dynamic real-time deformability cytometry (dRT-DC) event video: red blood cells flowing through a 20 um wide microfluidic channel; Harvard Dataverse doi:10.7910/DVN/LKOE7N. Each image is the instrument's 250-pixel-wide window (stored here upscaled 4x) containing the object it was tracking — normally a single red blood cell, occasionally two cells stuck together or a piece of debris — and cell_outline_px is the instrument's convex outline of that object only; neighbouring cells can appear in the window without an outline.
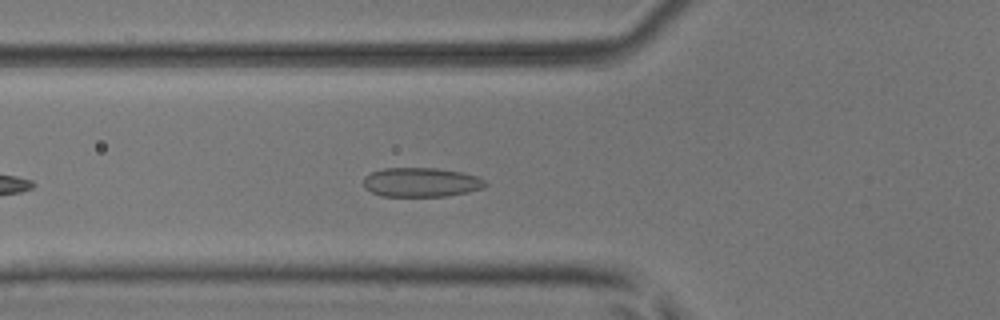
{"species": "common noctule bat (a hibernating species)", "species_latin": "Nyctalus noctula", "temperature_condition": "room temperature", "stored_images_in_passage": 40, "camera_frame_rate_fps": 3000, "um_per_image_px": 0.085, "animal": {"sex": "male", "body_mass_g": 17.9, "forearm_length_mm": 54.2}, "frame": {"image": 1, "passage_image": 7, "time_ms": 2.0, "image_size_px": [1000, 320], "cell_outline_px": [[488, 184], [484, 188], [468, 192], [444, 196], [380, 196], [364, 188], [364, 176], [372, 172], [384, 168], [436, 168], [464, 172], [480, 176]], "centroid_in_image_um": [35.83, 15.49], "position_along_channel_um": 90.0, "area_um2": 20.98}}
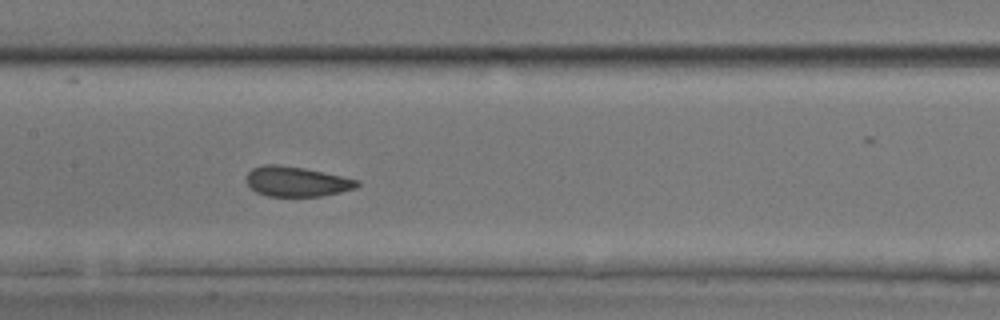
{"frame": {"image": 2, "passage_image": 14, "time_ms": 4.333, "image_size_px": [1000, 320], "cell_outline_px": [[360, 184], [356, 188], [324, 196], [268, 196], [256, 192], [248, 184], [248, 172], [252, 168], [264, 164], [276, 164], [304, 168], [360, 180]], "centroid_in_image_um": [25.24, 15.43], "position_along_channel_um": 182.2, "area_um2": 19.25}}
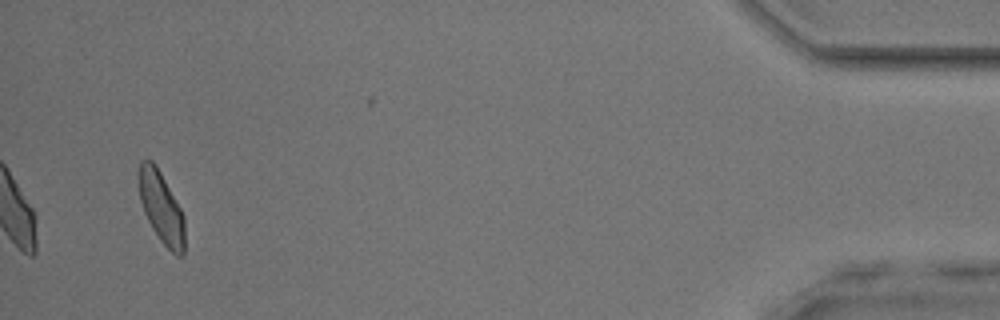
{"frame": {"image": 3, "passage_image": 38, "time_ms": 12.333, "image_size_px": [1000, 320], "cell_outline_px": [[184, 256], [176, 256], [160, 240], [152, 228], [144, 212], [140, 200], [140, 160], [152, 160], [156, 164], [180, 208], [184, 216]], "centroid_in_image_um": [13.73, 17.67], "position_along_channel_um": 421.5, "area_um2": 18.73}, "authors_computed_cell_mechanics": {"area_um2": 19.2474, "velocity_mm_per_s": 3.9497, "shape_relaxation_time_tau1_ms": 4.0309, "shape_relaxation_time_tau2_ms": 1.8996, "deformation_change_tau1": 0.0839, "deformation_change_tau2": 0.0697}}